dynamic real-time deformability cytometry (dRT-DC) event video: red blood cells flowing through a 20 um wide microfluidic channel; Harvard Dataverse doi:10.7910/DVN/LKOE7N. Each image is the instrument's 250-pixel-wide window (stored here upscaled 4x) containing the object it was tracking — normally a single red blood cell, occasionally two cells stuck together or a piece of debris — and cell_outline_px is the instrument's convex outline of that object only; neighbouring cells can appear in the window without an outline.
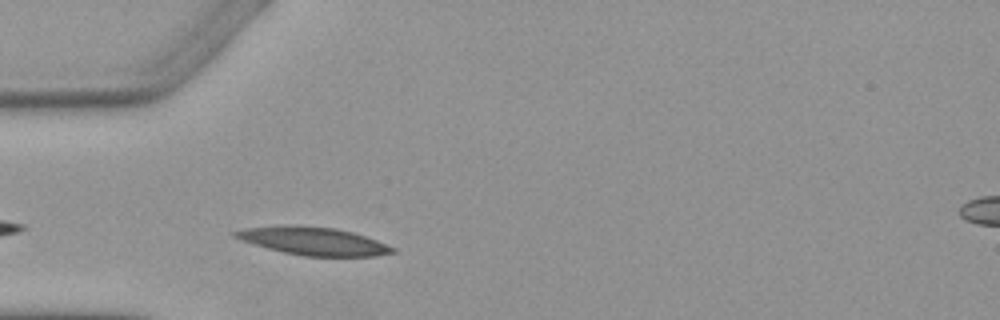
{"species": "Egyptian fruit bat (a non-hibernating species)", "species_latin": "Rousettus aegyptiacus", "temperature_condition": "warm", "stored_images_in_passage": 4, "segment_of_instrument_passage": [1, 2], "camera_frame_rate_fps": 3000, "um_per_image_px": 0.085, "animal": {"sex": "female"}, "frame": {"image": 1, "passage_image": 3, "time_ms": 2.333, "image_size_px": [1000, 320], "cell_outline_px": [[396, 252], [376, 256], [304, 256], [284, 252], [268, 248], [240, 240], [232, 236], [232, 232], [244, 228], [336, 228], [352, 232], [376, 240], [396, 248]], "centroid_in_image_um": [26.72, 20.55], "position_along_channel_um": 58.3, "area_um2": 24.33}}